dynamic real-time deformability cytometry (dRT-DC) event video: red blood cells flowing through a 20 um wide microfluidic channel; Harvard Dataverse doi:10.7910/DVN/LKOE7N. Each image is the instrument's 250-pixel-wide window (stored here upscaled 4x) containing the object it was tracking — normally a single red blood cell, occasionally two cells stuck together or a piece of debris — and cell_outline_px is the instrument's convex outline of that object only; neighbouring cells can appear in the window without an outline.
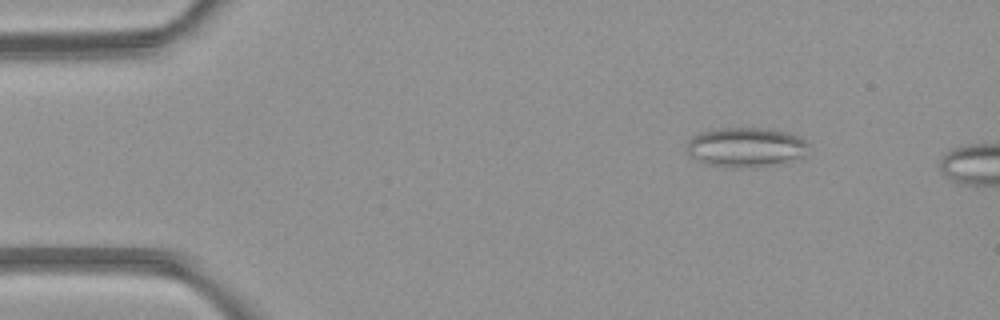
{"species": "common noctule bat (a hibernating species)", "species_latin": "Nyctalus noctula", "temperature_condition": "room temperature", "stored_images_in_passage": 4, "camera_frame_rate_fps": 3000, "um_per_image_px": 0.085, "animal": {"sex": "female", "body_mass_g": 21.9}, "frame": {"image": 1, "passage_image": 2, "time_ms": 1.333, "image_size_px": [1000, 320], "cell_outline_px": [[808, 144], [804, 156], [788, 160], [768, 164], [708, 164], [696, 160], [688, 156], [688, 140], [692, 136], [700, 132], [712, 128], [768, 128], [788, 132], [804, 140]], "centroid_in_image_um": [63.34, 12.43], "position_along_channel_um": 21.7, "area_um2": 26.88}}